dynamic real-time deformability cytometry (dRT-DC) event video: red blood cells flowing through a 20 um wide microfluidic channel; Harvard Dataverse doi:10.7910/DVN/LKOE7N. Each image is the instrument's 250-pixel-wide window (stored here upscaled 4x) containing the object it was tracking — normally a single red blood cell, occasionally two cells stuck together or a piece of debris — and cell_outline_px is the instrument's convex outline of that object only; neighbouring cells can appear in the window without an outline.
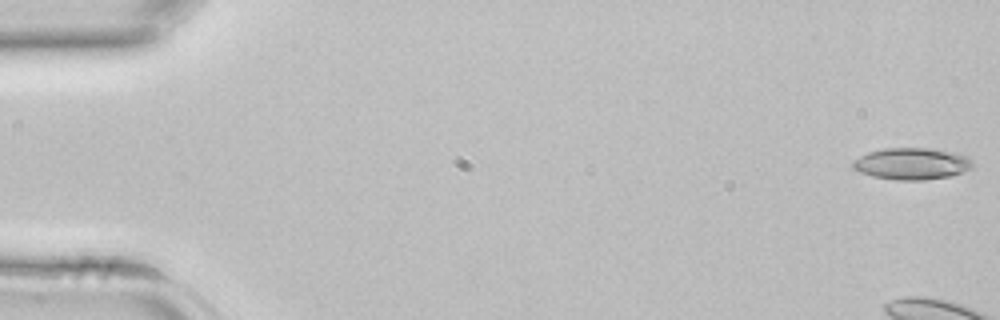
{"species": "common noctule bat (a hibernating species)", "species_latin": "Nyctalus noctula", "temperature_condition": "room temperature", "stored_images_in_passage": 6, "camera_frame_rate_fps": 3000, "um_per_image_px": 0.085, "animal": {"sex": "female", "body_mass_g": 22.7, "forearm_length_mm": 54.2}, "frame": {"image": 1, "passage_image": 1, "time_ms": 0.0, "image_size_px": [1000, 320], "cell_outline_px": [[972, 168], [952, 176], [924, 180], [896, 180], [872, 176], [860, 172], [852, 168], [852, 160], [868, 152], [884, 148], [932, 148], [968, 156], [972, 160]], "centroid_in_image_um": [77.49, 13.92], "position_along_channel_um": 7.5, "area_um2": 22.25}}